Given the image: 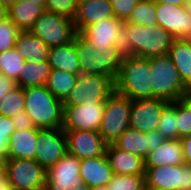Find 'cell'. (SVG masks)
<instances>
[{
  "mask_svg": "<svg viewBox=\"0 0 191 190\" xmlns=\"http://www.w3.org/2000/svg\"><path fill=\"white\" fill-rule=\"evenodd\" d=\"M175 37L161 26H142L124 21L116 35L115 48L122 58H149L169 54Z\"/></svg>",
  "mask_w": 191,
  "mask_h": 190,
  "instance_id": "1",
  "label": "cell"
},
{
  "mask_svg": "<svg viewBox=\"0 0 191 190\" xmlns=\"http://www.w3.org/2000/svg\"><path fill=\"white\" fill-rule=\"evenodd\" d=\"M149 58H123L115 79V90L131 100L152 99V76Z\"/></svg>",
  "mask_w": 191,
  "mask_h": 190,
  "instance_id": "2",
  "label": "cell"
},
{
  "mask_svg": "<svg viewBox=\"0 0 191 190\" xmlns=\"http://www.w3.org/2000/svg\"><path fill=\"white\" fill-rule=\"evenodd\" d=\"M25 93V113L36 128H60L63 124V102L45 85L28 87Z\"/></svg>",
  "mask_w": 191,
  "mask_h": 190,
  "instance_id": "3",
  "label": "cell"
},
{
  "mask_svg": "<svg viewBox=\"0 0 191 190\" xmlns=\"http://www.w3.org/2000/svg\"><path fill=\"white\" fill-rule=\"evenodd\" d=\"M76 50L84 75H108L116 79L123 58L115 46L100 48L98 51L87 42L79 33L74 37Z\"/></svg>",
  "mask_w": 191,
  "mask_h": 190,
  "instance_id": "4",
  "label": "cell"
},
{
  "mask_svg": "<svg viewBox=\"0 0 191 190\" xmlns=\"http://www.w3.org/2000/svg\"><path fill=\"white\" fill-rule=\"evenodd\" d=\"M152 70V99L167 102L181 100L187 87L181 80L178 69L169 54L149 57Z\"/></svg>",
  "mask_w": 191,
  "mask_h": 190,
  "instance_id": "5",
  "label": "cell"
},
{
  "mask_svg": "<svg viewBox=\"0 0 191 190\" xmlns=\"http://www.w3.org/2000/svg\"><path fill=\"white\" fill-rule=\"evenodd\" d=\"M131 102L130 98L116 90L106 99L98 132L108 144L114 143L130 128Z\"/></svg>",
  "mask_w": 191,
  "mask_h": 190,
  "instance_id": "6",
  "label": "cell"
},
{
  "mask_svg": "<svg viewBox=\"0 0 191 190\" xmlns=\"http://www.w3.org/2000/svg\"><path fill=\"white\" fill-rule=\"evenodd\" d=\"M114 91L115 79L111 76L79 74L74 88L63 101V106L80 105L83 102L105 104Z\"/></svg>",
  "mask_w": 191,
  "mask_h": 190,
  "instance_id": "7",
  "label": "cell"
},
{
  "mask_svg": "<svg viewBox=\"0 0 191 190\" xmlns=\"http://www.w3.org/2000/svg\"><path fill=\"white\" fill-rule=\"evenodd\" d=\"M30 32L49 48L67 44L77 34L72 18L47 10L37 18Z\"/></svg>",
  "mask_w": 191,
  "mask_h": 190,
  "instance_id": "8",
  "label": "cell"
},
{
  "mask_svg": "<svg viewBox=\"0 0 191 190\" xmlns=\"http://www.w3.org/2000/svg\"><path fill=\"white\" fill-rule=\"evenodd\" d=\"M5 174L12 190H45L47 170L35 159H6Z\"/></svg>",
  "mask_w": 191,
  "mask_h": 190,
  "instance_id": "9",
  "label": "cell"
},
{
  "mask_svg": "<svg viewBox=\"0 0 191 190\" xmlns=\"http://www.w3.org/2000/svg\"><path fill=\"white\" fill-rule=\"evenodd\" d=\"M145 184L158 190H191V165L145 168Z\"/></svg>",
  "mask_w": 191,
  "mask_h": 190,
  "instance_id": "10",
  "label": "cell"
},
{
  "mask_svg": "<svg viewBox=\"0 0 191 190\" xmlns=\"http://www.w3.org/2000/svg\"><path fill=\"white\" fill-rule=\"evenodd\" d=\"M105 104L83 102L80 105L63 106L64 131H96L100 129Z\"/></svg>",
  "mask_w": 191,
  "mask_h": 190,
  "instance_id": "11",
  "label": "cell"
},
{
  "mask_svg": "<svg viewBox=\"0 0 191 190\" xmlns=\"http://www.w3.org/2000/svg\"><path fill=\"white\" fill-rule=\"evenodd\" d=\"M35 160L46 170L67 153L65 131L60 128L39 129Z\"/></svg>",
  "mask_w": 191,
  "mask_h": 190,
  "instance_id": "12",
  "label": "cell"
},
{
  "mask_svg": "<svg viewBox=\"0 0 191 190\" xmlns=\"http://www.w3.org/2000/svg\"><path fill=\"white\" fill-rule=\"evenodd\" d=\"M67 153L81 159L106 155L108 143L96 131H65Z\"/></svg>",
  "mask_w": 191,
  "mask_h": 190,
  "instance_id": "13",
  "label": "cell"
},
{
  "mask_svg": "<svg viewBox=\"0 0 191 190\" xmlns=\"http://www.w3.org/2000/svg\"><path fill=\"white\" fill-rule=\"evenodd\" d=\"M168 103L156 98L132 100L130 128L143 133L157 130L163 109Z\"/></svg>",
  "mask_w": 191,
  "mask_h": 190,
  "instance_id": "14",
  "label": "cell"
},
{
  "mask_svg": "<svg viewBox=\"0 0 191 190\" xmlns=\"http://www.w3.org/2000/svg\"><path fill=\"white\" fill-rule=\"evenodd\" d=\"M158 25L171 33L175 39H182L191 28V14L184 6L155 3Z\"/></svg>",
  "mask_w": 191,
  "mask_h": 190,
  "instance_id": "15",
  "label": "cell"
},
{
  "mask_svg": "<svg viewBox=\"0 0 191 190\" xmlns=\"http://www.w3.org/2000/svg\"><path fill=\"white\" fill-rule=\"evenodd\" d=\"M114 11L110 0H81L78 1L74 26L77 33H81L88 26L103 19L113 18Z\"/></svg>",
  "mask_w": 191,
  "mask_h": 190,
  "instance_id": "16",
  "label": "cell"
},
{
  "mask_svg": "<svg viewBox=\"0 0 191 190\" xmlns=\"http://www.w3.org/2000/svg\"><path fill=\"white\" fill-rule=\"evenodd\" d=\"M124 22L113 17L103 19L85 28L80 35L97 51L100 48L115 46L116 35Z\"/></svg>",
  "mask_w": 191,
  "mask_h": 190,
  "instance_id": "17",
  "label": "cell"
},
{
  "mask_svg": "<svg viewBox=\"0 0 191 190\" xmlns=\"http://www.w3.org/2000/svg\"><path fill=\"white\" fill-rule=\"evenodd\" d=\"M81 180L89 188L108 185L114 176L106 155L80 160Z\"/></svg>",
  "mask_w": 191,
  "mask_h": 190,
  "instance_id": "18",
  "label": "cell"
},
{
  "mask_svg": "<svg viewBox=\"0 0 191 190\" xmlns=\"http://www.w3.org/2000/svg\"><path fill=\"white\" fill-rule=\"evenodd\" d=\"M106 157L114 174L145 175V161L140 156L118 149L113 143L108 144Z\"/></svg>",
  "mask_w": 191,
  "mask_h": 190,
  "instance_id": "19",
  "label": "cell"
},
{
  "mask_svg": "<svg viewBox=\"0 0 191 190\" xmlns=\"http://www.w3.org/2000/svg\"><path fill=\"white\" fill-rule=\"evenodd\" d=\"M39 129L15 130L9 138L7 159H35Z\"/></svg>",
  "mask_w": 191,
  "mask_h": 190,
  "instance_id": "20",
  "label": "cell"
},
{
  "mask_svg": "<svg viewBox=\"0 0 191 190\" xmlns=\"http://www.w3.org/2000/svg\"><path fill=\"white\" fill-rule=\"evenodd\" d=\"M145 161V168L184 164L183 148L180 139L166 140L157 149L150 151Z\"/></svg>",
  "mask_w": 191,
  "mask_h": 190,
  "instance_id": "21",
  "label": "cell"
},
{
  "mask_svg": "<svg viewBox=\"0 0 191 190\" xmlns=\"http://www.w3.org/2000/svg\"><path fill=\"white\" fill-rule=\"evenodd\" d=\"M47 61L51 69L63 70L72 74H81V68L76 50V41L50 47Z\"/></svg>",
  "mask_w": 191,
  "mask_h": 190,
  "instance_id": "22",
  "label": "cell"
},
{
  "mask_svg": "<svg viewBox=\"0 0 191 190\" xmlns=\"http://www.w3.org/2000/svg\"><path fill=\"white\" fill-rule=\"evenodd\" d=\"M45 11V8L29 0H17L8 9V18L20 31H30L37 18Z\"/></svg>",
  "mask_w": 191,
  "mask_h": 190,
  "instance_id": "23",
  "label": "cell"
},
{
  "mask_svg": "<svg viewBox=\"0 0 191 190\" xmlns=\"http://www.w3.org/2000/svg\"><path fill=\"white\" fill-rule=\"evenodd\" d=\"M15 48L27 61H47L49 47L30 31H20L16 38Z\"/></svg>",
  "mask_w": 191,
  "mask_h": 190,
  "instance_id": "24",
  "label": "cell"
},
{
  "mask_svg": "<svg viewBox=\"0 0 191 190\" xmlns=\"http://www.w3.org/2000/svg\"><path fill=\"white\" fill-rule=\"evenodd\" d=\"M47 181L81 182L80 159L66 153L54 166L47 169Z\"/></svg>",
  "mask_w": 191,
  "mask_h": 190,
  "instance_id": "25",
  "label": "cell"
},
{
  "mask_svg": "<svg viewBox=\"0 0 191 190\" xmlns=\"http://www.w3.org/2000/svg\"><path fill=\"white\" fill-rule=\"evenodd\" d=\"M51 70L48 61L35 63L27 60L22 67V71L19 73L16 83L24 89L46 85Z\"/></svg>",
  "mask_w": 191,
  "mask_h": 190,
  "instance_id": "26",
  "label": "cell"
},
{
  "mask_svg": "<svg viewBox=\"0 0 191 190\" xmlns=\"http://www.w3.org/2000/svg\"><path fill=\"white\" fill-rule=\"evenodd\" d=\"M169 55L179 71L181 80L187 88H191V46L181 38L175 39Z\"/></svg>",
  "mask_w": 191,
  "mask_h": 190,
  "instance_id": "27",
  "label": "cell"
},
{
  "mask_svg": "<svg viewBox=\"0 0 191 190\" xmlns=\"http://www.w3.org/2000/svg\"><path fill=\"white\" fill-rule=\"evenodd\" d=\"M113 144L118 149L140 156L143 159L150 152L149 137H146V133L131 128L120 135Z\"/></svg>",
  "mask_w": 191,
  "mask_h": 190,
  "instance_id": "28",
  "label": "cell"
},
{
  "mask_svg": "<svg viewBox=\"0 0 191 190\" xmlns=\"http://www.w3.org/2000/svg\"><path fill=\"white\" fill-rule=\"evenodd\" d=\"M78 75L63 70L52 69L46 82L48 90L62 102L74 88Z\"/></svg>",
  "mask_w": 191,
  "mask_h": 190,
  "instance_id": "29",
  "label": "cell"
},
{
  "mask_svg": "<svg viewBox=\"0 0 191 190\" xmlns=\"http://www.w3.org/2000/svg\"><path fill=\"white\" fill-rule=\"evenodd\" d=\"M25 61L15 47L0 52V71L4 77L17 81Z\"/></svg>",
  "mask_w": 191,
  "mask_h": 190,
  "instance_id": "30",
  "label": "cell"
},
{
  "mask_svg": "<svg viewBox=\"0 0 191 190\" xmlns=\"http://www.w3.org/2000/svg\"><path fill=\"white\" fill-rule=\"evenodd\" d=\"M177 101L169 102L163 109V114L159 121L157 131L166 140L178 139L177 128Z\"/></svg>",
  "mask_w": 191,
  "mask_h": 190,
  "instance_id": "31",
  "label": "cell"
},
{
  "mask_svg": "<svg viewBox=\"0 0 191 190\" xmlns=\"http://www.w3.org/2000/svg\"><path fill=\"white\" fill-rule=\"evenodd\" d=\"M127 22L142 26H157L155 3L152 0H141L132 11Z\"/></svg>",
  "mask_w": 191,
  "mask_h": 190,
  "instance_id": "32",
  "label": "cell"
},
{
  "mask_svg": "<svg viewBox=\"0 0 191 190\" xmlns=\"http://www.w3.org/2000/svg\"><path fill=\"white\" fill-rule=\"evenodd\" d=\"M25 108L24 88L17 87L0 100V115L13 117Z\"/></svg>",
  "mask_w": 191,
  "mask_h": 190,
  "instance_id": "33",
  "label": "cell"
},
{
  "mask_svg": "<svg viewBox=\"0 0 191 190\" xmlns=\"http://www.w3.org/2000/svg\"><path fill=\"white\" fill-rule=\"evenodd\" d=\"M145 185V175L114 174L108 183L109 190H142Z\"/></svg>",
  "mask_w": 191,
  "mask_h": 190,
  "instance_id": "34",
  "label": "cell"
},
{
  "mask_svg": "<svg viewBox=\"0 0 191 190\" xmlns=\"http://www.w3.org/2000/svg\"><path fill=\"white\" fill-rule=\"evenodd\" d=\"M19 32L18 27L9 18L0 22V52L8 51L15 47Z\"/></svg>",
  "mask_w": 191,
  "mask_h": 190,
  "instance_id": "35",
  "label": "cell"
},
{
  "mask_svg": "<svg viewBox=\"0 0 191 190\" xmlns=\"http://www.w3.org/2000/svg\"><path fill=\"white\" fill-rule=\"evenodd\" d=\"M78 0H46L45 10L74 19Z\"/></svg>",
  "mask_w": 191,
  "mask_h": 190,
  "instance_id": "36",
  "label": "cell"
},
{
  "mask_svg": "<svg viewBox=\"0 0 191 190\" xmlns=\"http://www.w3.org/2000/svg\"><path fill=\"white\" fill-rule=\"evenodd\" d=\"M178 139L191 134V109L181 100H177Z\"/></svg>",
  "mask_w": 191,
  "mask_h": 190,
  "instance_id": "37",
  "label": "cell"
},
{
  "mask_svg": "<svg viewBox=\"0 0 191 190\" xmlns=\"http://www.w3.org/2000/svg\"><path fill=\"white\" fill-rule=\"evenodd\" d=\"M141 0H110L115 18L121 21H127Z\"/></svg>",
  "mask_w": 191,
  "mask_h": 190,
  "instance_id": "38",
  "label": "cell"
},
{
  "mask_svg": "<svg viewBox=\"0 0 191 190\" xmlns=\"http://www.w3.org/2000/svg\"><path fill=\"white\" fill-rule=\"evenodd\" d=\"M45 190H90V188L83 181H46Z\"/></svg>",
  "mask_w": 191,
  "mask_h": 190,
  "instance_id": "39",
  "label": "cell"
},
{
  "mask_svg": "<svg viewBox=\"0 0 191 190\" xmlns=\"http://www.w3.org/2000/svg\"><path fill=\"white\" fill-rule=\"evenodd\" d=\"M11 119L16 130L39 129L35 127L32 119L25 113V110L15 114Z\"/></svg>",
  "mask_w": 191,
  "mask_h": 190,
  "instance_id": "40",
  "label": "cell"
},
{
  "mask_svg": "<svg viewBox=\"0 0 191 190\" xmlns=\"http://www.w3.org/2000/svg\"><path fill=\"white\" fill-rule=\"evenodd\" d=\"M15 130L11 117L0 115V138H10Z\"/></svg>",
  "mask_w": 191,
  "mask_h": 190,
  "instance_id": "41",
  "label": "cell"
},
{
  "mask_svg": "<svg viewBox=\"0 0 191 190\" xmlns=\"http://www.w3.org/2000/svg\"><path fill=\"white\" fill-rule=\"evenodd\" d=\"M146 137H149L150 151L157 149L166 141V139L160 135L157 130L146 133Z\"/></svg>",
  "mask_w": 191,
  "mask_h": 190,
  "instance_id": "42",
  "label": "cell"
},
{
  "mask_svg": "<svg viewBox=\"0 0 191 190\" xmlns=\"http://www.w3.org/2000/svg\"><path fill=\"white\" fill-rule=\"evenodd\" d=\"M18 85L16 81L8 79L7 77L2 76L0 79V100L8 93L17 88Z\"/></svg>",
  "mask_w": 191,
  "mask_h": 190,
  "instance_id": "43",
  "label": "cell"
},
{
  "mask_svg": "<svg viewBox=\"0 0 191 190\" xmlns=\"http://www.w3.org/2000/svg\"><path fill=\"white\" fill-rule=\"evenodd\" d=\"M180 141L183 148V156L185 164L191 165V134L182 137Z\"/></svg>",
  "mask_w": 191,
  "mask_h": 190,
  "instance_id": "44",
  "label": "cell"
},
{
  "mask_svg": "<svg viewBox=\"0 0 191 190\" xmlns=\"http://www.w3.org/2000/svg\"><path fill=\"white\" fill-rule=\"evenodd\" d=\"M9 138H0V158L7 159Z\"/></svg>",
  "mask_w": 191,
  "mask_h": 190,
  "instance_id": "45",
  "label": "cell"
},
{
  "mask_svg": "<svg viewBox=\"0 0 191 190\" xmlns=\"http://www.w3.org/2000/svg\"><path fill=\"white\" fill-rule=\"evenodd\" d=\"M0 190H12L5 173L0 175Z\"/></svg>",
  "mask_w": 191,
  "mask_h": 190,
  "instance_id": "46",
  "label": "cell"
},
{
  "mask_svg": "<svg viewBox=\"0 0 191 190\" xmlns=\"http://www.w3.org/2000/svg\"><path fill=\"white\" fill-rule=\"evenodd\" d=\"M154 3L184 6L185 0H152Z\"/></svg>",
  "mask_w": 191,
  "mask_h": 190,
  "instance_id": "47",
  "label": "cell"
},
{
  "mask_svg": "<svg viewBox=\"0 0 191 190\" xmlns=\"http://www.w3.org/2000/svg\"><path fill=\"white\" fill-rule=\"evenodd\" d=\"M182 100L191 109V88H188L187 91L183 94Z\"/></svg>",
  "mask_w": 191,
  "mask_h": 190,
  "instance_id": "48",
  "label": "cell"
},
{
  "mask_svg": "<svg viewBox=\"0 0 191 190\" xmlns=\"http://www.w3.org/2000/svg\"><path fill=\"white\" fill-rule=\"evenodd\" d=\"M8 18V9L6 6L0 1V22Z\"/></svg>",
  "mask_w": 191,
  "mask_h": 190,
  "instance_id": "49",
  "label": "cell"
},
{
  "mask_svg": "<svg viewBox=\"0 0 191 190\" xmlns=\"http://www.w3.org/2000/svg\"><path fill=\"white\" fill-rule=\"evenodd\" d=\"M6 158H0V175L5 173Z\"/></svg>",
  "mask_w": 191,
  "mask_h": 190,
  "instance_id": "50",
  "label": "cell"
},
{
  "mask_svg": "<svg viewBox=\"0 0 191 190\" xmlns=\"http://www.w3.org/2000/svg\"><path fill=\"white\" fill-rule=\"evenodd\" d=\"M7 9H9L13 4L17 2V0H0Z\"/></svg>",
  "mask_w": 191,
  "mask_h": 190,
  "instance_id": "51",
  "label": "cell"
},
{
  "mask_svg": "<svg viewBox=\"0 0 191 190\" xmlns=\"http://www.w3.org/2000/svg\"><path fill=\"white\" fill-rule=\"evenodd\" d=\"M182 40H184L187 44L191 46V28L188 33L182 37Z\"/></svg>",
  "mask_w": 191,
  "mask_h": 190,
  "instance_id": "52",
  "label": "cell"
},
{
  "mask_svg": "<svg viewBox=\"0 0 191 190\" xmlns=\"http://www.w3.org/2000/svg\"><path fill=\"white\" fill-rule=\"evenodd\" d=\"M185 10L191 14V0H185Z\"/></svg>",
  "mask_w": 191,
  "mask_h": 190,
  "instance_id": "53",
  "label": "cell"
},
{
  "mask_svg": "<svg viewBox=\"0 0 191 190\" xmlns=\"http://www.w3.org/2000/svg\"><path fill=\"white\" fill-rule=\"evenodd\" d=\"M90 190H109L107 185H103V186H97L94 188H90Z\"/></svg>",
  "mask_w": 191,
  "mask_h": 190,
  "instance_id": "54",
  "label": "cell"
},
{
  "mask_svg": "<svg viewBox=\"0 0 191 190\" xmlns=\"http://www.w3.org/2000/svg\"><path fill=\"white\" fill-rule=\"evenodd\" d=\"M29 1L36 2L37 4L42 5L44 8L46 6V0H29Z\"/></svg>",
  "mask_w": 191,
  "mask_h": 190,
  "instance_id": "55",
  "label": "cell"
},
{
  "mask_svg": "<svg viewBox=\"0 0 191 190\" xmlns=\"http://www.w3.org/2000/svg\"><path fill=\"white\" fill-rule=\"evenodd\" d=\"M142 190H158L152 187L147 186L146 184L144 185V187L142 188Z\"/></svg>",
  "mask_w": 191,
  "mask_h": 190,
  "instance_id": "56",
  "label": "cell"
}]
</instances>
